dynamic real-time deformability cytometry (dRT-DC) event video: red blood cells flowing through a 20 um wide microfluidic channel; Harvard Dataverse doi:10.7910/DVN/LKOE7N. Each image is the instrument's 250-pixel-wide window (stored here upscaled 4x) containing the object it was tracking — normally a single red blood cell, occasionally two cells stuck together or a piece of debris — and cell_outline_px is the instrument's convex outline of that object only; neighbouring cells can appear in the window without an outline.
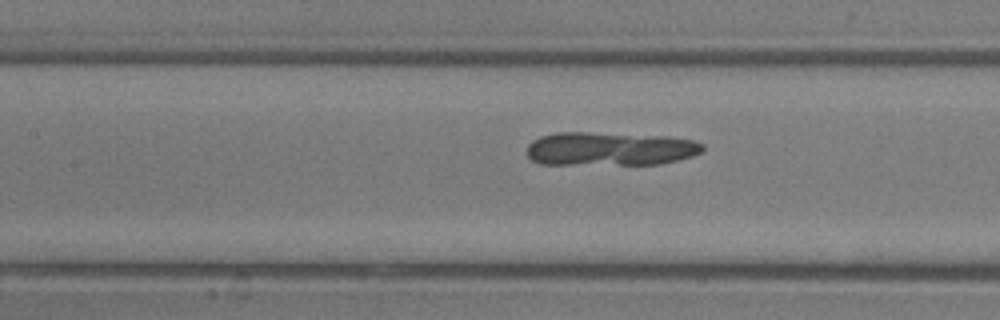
{"species": "common noctule bat (a hibernating species)", "species_latin": "Nyctalus noctula", "temperature_condition": "room temperature", "stored_images_in_passage": 34, "camera_frame_rate_fps": 3000, "um_per_image_px": 0.085, "animal": {"sex": "male", "body_mass_g": 13.3}, "frame": {"image": 1, "passage_image": 7, "time_ms": 2.0, "image_size_px": [1000, 320], "cell_outline_px": [[704, 152], [692, 156], [660, 164], [540, 164], [532, 160], [528, 156], [528, 144], [532, 140], [540, 136], [556, 132], [588, 132], [668, 136], [692, 140], [704, 144]], "centroid_in_image_um": [51.85, 12.64], "position_along_channel_um": 155.5, "area_um2": 34.68}}
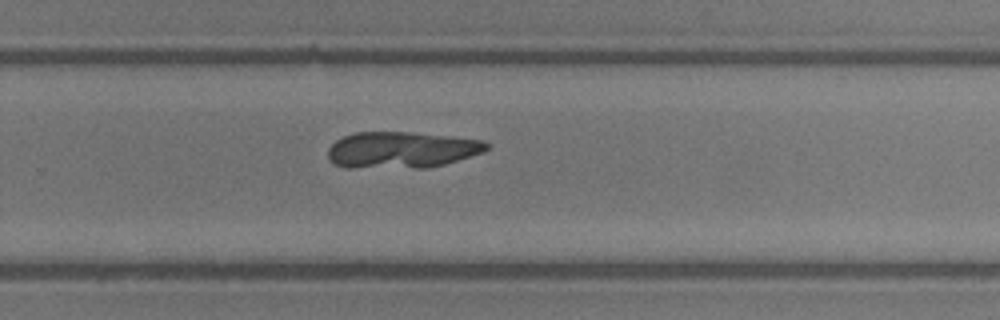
{"frame": {"image": 2, "passage_image": 17, "time_ms": 5.333, "image_size_px": [1000, 320], "cell_outline_px": [[488, 148], [484, 152], [444, 164], [428, 168], [348, 168], [332, 164], [328, 160], [328, 148], [336, 140], [344, 136], [356, 132], [412, 132], [452, 136], [484, 140], [488, 144]], "centroid_in_image_um": [34.11, 12.75], "position_along_channel_um": 295.7, "area_um2": 34.1}}
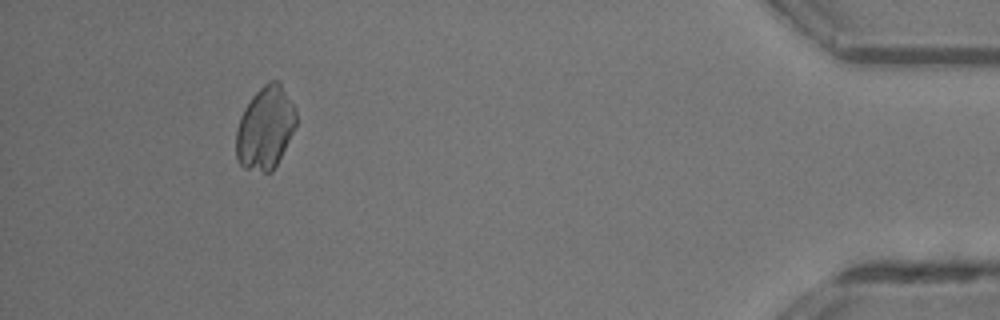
{"frame": {"image": 3, "passage_image": 30, "time_ms": 9.667, "image_size_px": [1000, 320], "cell_outline_px": [[296, 124], [272, 172], [264, 172], [244, 168], [236, 160], [236, 128], [240, 116], [244, 108], [252, 96], [264, 84], [272, 80], [280, 80], [296, 112]], "centroid_in_image_um": [22.51, 10.86], "position_along_channel_um": 412.7, "area_um2": 28.73}}